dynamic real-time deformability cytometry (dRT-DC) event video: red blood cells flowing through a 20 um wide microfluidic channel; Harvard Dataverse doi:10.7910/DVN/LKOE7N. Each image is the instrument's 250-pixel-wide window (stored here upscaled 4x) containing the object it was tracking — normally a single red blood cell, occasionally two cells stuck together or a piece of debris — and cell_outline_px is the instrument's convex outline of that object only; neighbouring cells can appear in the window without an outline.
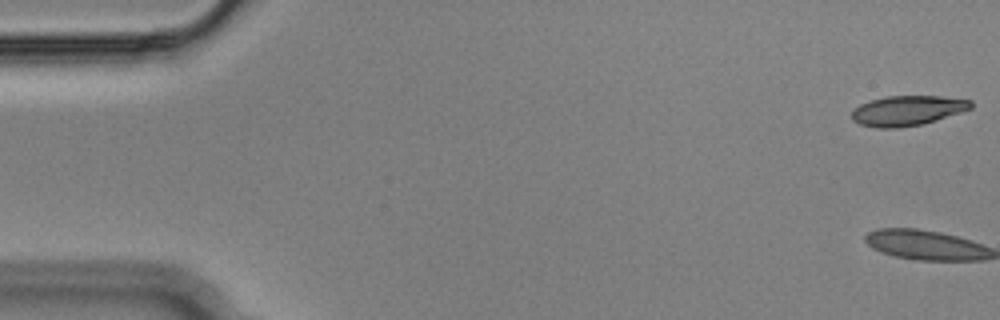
{"species": "Egyptian fruit bat (a non-hibernating species)", "species_latin": "Rousettus aegyptiacus", "temperature_condition": "cold", "stored_images_in_passage": 9, "camera_frame_rate_fps": 3000, "um_per_image_px": 0.085, "animal": {"sex": "male"}, "frame": {"image": 1, "passage_image": 1, "time_ms": 0.0, "image_size_px": [1000, 320], "cell_outline_px": [[972, 108], [936, 120], [920, 124], [896, 128], [876, 128], [860, 124], [852, 120], [852, 112], [860, 104], [872, 100], [888, 96], [940, 96], [972, 100]], "centroid_in_image_um": [77.13, 9.4], "position_along_channel_um": 7.9, "area_um2": 20.58}}